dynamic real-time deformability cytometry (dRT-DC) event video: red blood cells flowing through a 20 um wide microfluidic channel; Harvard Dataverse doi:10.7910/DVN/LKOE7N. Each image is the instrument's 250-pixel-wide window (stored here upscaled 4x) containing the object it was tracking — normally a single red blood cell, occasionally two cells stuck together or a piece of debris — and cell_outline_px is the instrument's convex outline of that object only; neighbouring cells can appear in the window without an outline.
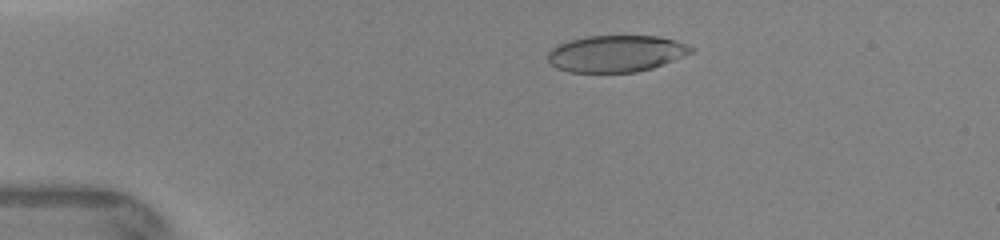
{"species": "human", "species_latin": "Homo sapiens", "temperature_condition": "warm", "stored_images_in_passage": 19, "camera_frame_rate_fps": 3000, "um_per_image_px": 0.085, "donor": {"sex": "female"}, "frame": {"image": 1, "passage_image": 7, "time_ms": 2.333, "image_size_px": [1000, 240], "cell_outline_px": [[696, 52], [652, 68], [636, 72], [568, 72], [556, 68], [548, 60], [548, 52], [552, 48], [560, 44], [572, 40], [588, 36], [656, 36], [676, 40], [696, 48]], "centroid_in_image_um": [52.42, 4.56], "position_along_channel_um": 32.6, "area_um2": 30.63}}
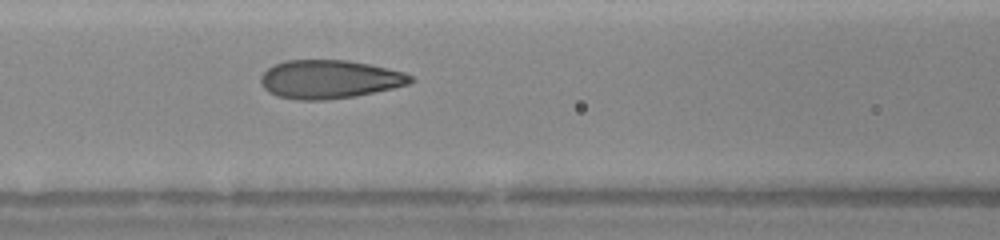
{"frame": {"image": 2, "passage_image": 14, "time_ms": 6.0, "image_size_px": [1000, 240], "cell_outline_px": [[416, 80], [408, 84], [392, 88], [356, 96], [324, 100], [296, 100], [276, 96], [268, 92], [260, 84], [260, 76], [268, 68], [284, 60], [348, 60], [368, 64], [404, 72], [412, 76]], "centroid_in_image_um": [27.97, 6.74], "position_along_channel_um": 138.6, "area_um2": 33.7}}